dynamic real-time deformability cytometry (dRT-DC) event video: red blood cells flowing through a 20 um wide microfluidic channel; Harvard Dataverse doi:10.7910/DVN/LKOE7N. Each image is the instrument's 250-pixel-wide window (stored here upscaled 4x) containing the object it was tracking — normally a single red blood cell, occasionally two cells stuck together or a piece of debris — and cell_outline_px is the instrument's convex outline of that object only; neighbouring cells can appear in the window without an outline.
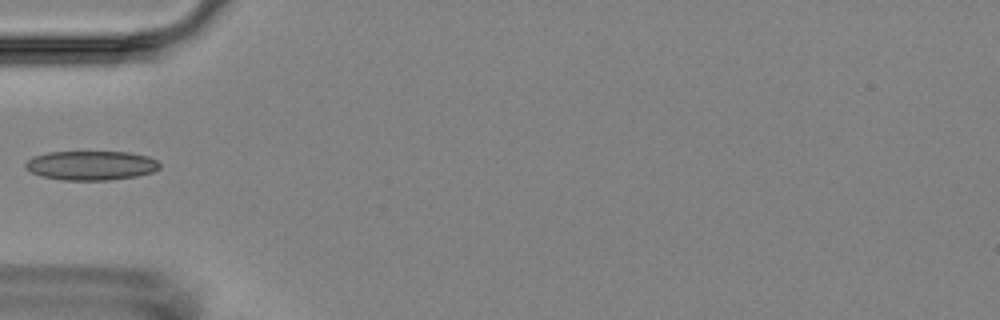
{"species": "Egyptian fruit bat (a non-hibernating species)", "species_latin": "Rousettus aegyptiacus", "temperature_condition": "room temperature", "stored_images_in_passage": 5, "camera_frame_rate_fps": 3000, "um_per_image_px": 0.085, "animal": {"sex": "female"}, "frame": {"image": 1, "passage_image": 5, "time_ms": 4.333, "image_size_px": [1000, 320], "cell_outline_px": [[160, 168], [152, 172], [136, 176], [108, 180], [64, 180], [44, 176], [32, 172], [24, 168], [24, 164], [32, 156], [48, 152], [128, 152], [148, 156], [156, 160], [160, 164]], "centroid_in_image_um": [7.74, 14.05], "position_along_channel_um": 77.3, "area_um2": 22.83}}